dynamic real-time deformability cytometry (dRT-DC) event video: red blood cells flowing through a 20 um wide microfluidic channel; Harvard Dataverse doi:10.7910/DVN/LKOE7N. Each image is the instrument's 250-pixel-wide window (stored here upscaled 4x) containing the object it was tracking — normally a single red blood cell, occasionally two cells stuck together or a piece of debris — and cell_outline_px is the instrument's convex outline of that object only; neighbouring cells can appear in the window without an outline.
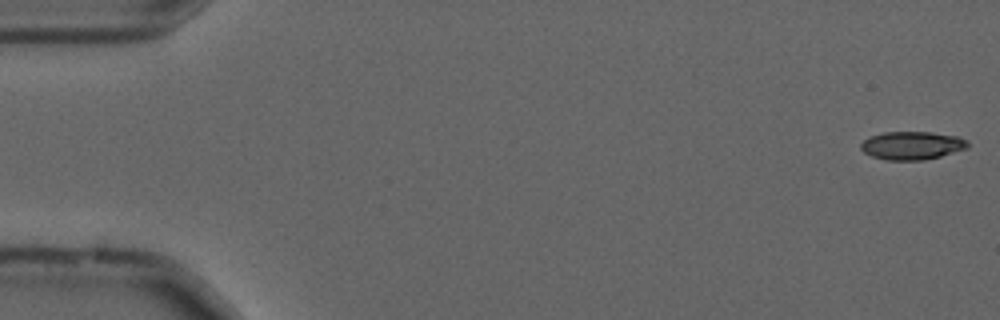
{"species": "common noctule bat (a hibernating species)", "species_latin": "Nyctalus noctula", "temperature_condition": "cold", "stored_images_in_passage": 55, "camera_frame_rate_fps": 3000, "um_per_image_px": 0.085, "animal": {"sex": "male", "forearm_length_mm": 52.5}, "frame": {"image": 1, "passage_image": 1, "time_ms": 0.0, "image_size_px": [1000, 320], "cell_outline_px": [[968, 148], [940, 156], [924, 160], [888, 160], [872, 156], [864, 152], [860, 148], [860, 144], [868, 136], [884, 132], [932, 132], [960, 136], [968, 140]], "centroid_in_image_um": [77.53, 12.35], "position_along_channel_um": 7.5, "area_um2": 17.69}}
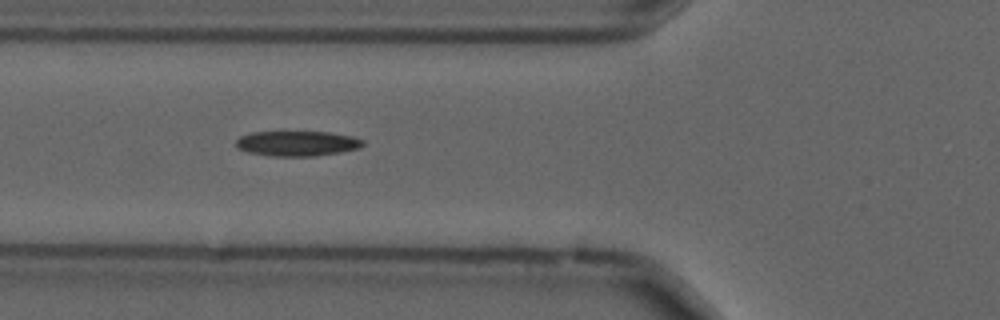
{"frame": {"image": 2, "passage_image": 20, "time_ms": 6.333, "image_size_px": [1000, 320], "cell_outline_px": [[364, 144], [360, 148], [340, 152], [316, 156], [268, 156], [248, 152], [236, 148], [236, 140], [240, 136], [252, 132], [328, 132], [352, 136], [364, 140]], "centroid_in_image_um": [25.25, 12.2], "position_along_channel_um": 100.6, "area_um2": 18.67}}
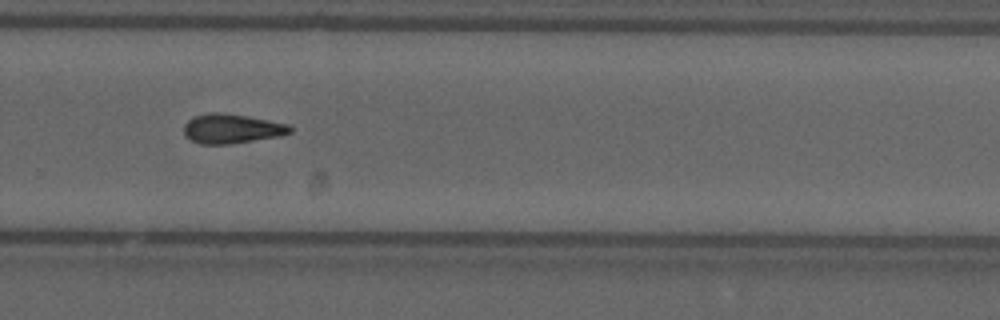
{"frame": {"image": 3, "passage_image": 37, "time_ms": 12.0, "image_size_px": [1000, 320], "cell_outline_px": [[292, 132], [280, 136], [228, 144], [200, 144], [184, 136], [184, 124], [192, 116], [216, 112], [244, 116], [268, 120], [288, 124], [292, 128]], "centroid_in_image_um": [19.67, 10.94], "position_along_channel_um": 310.1, "area_um2": 18.03}}